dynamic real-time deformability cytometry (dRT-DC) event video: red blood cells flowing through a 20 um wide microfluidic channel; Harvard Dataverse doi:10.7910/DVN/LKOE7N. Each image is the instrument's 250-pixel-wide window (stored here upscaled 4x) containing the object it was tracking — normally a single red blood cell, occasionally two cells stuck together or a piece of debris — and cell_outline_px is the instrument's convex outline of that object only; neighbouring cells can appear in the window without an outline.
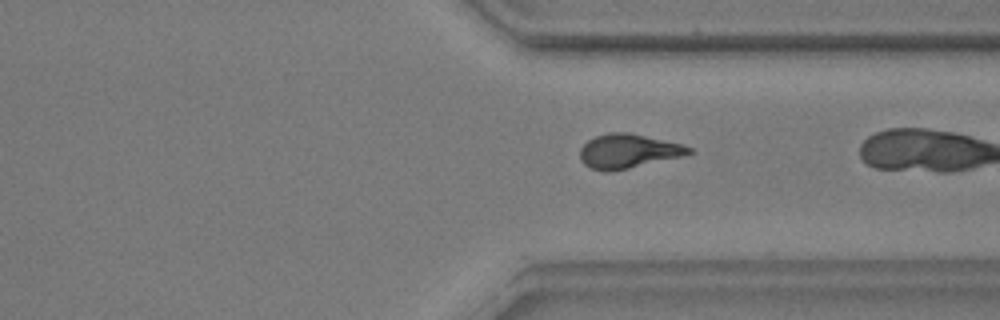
{"species": "common noctule bat (a hibernating species)", "species_latin": "Nyctalus noctula", "temperature_condition": "warm", "stored_images_in_passage": 41, "camera_frame_rate_fps": 3000, "um_per_image_px": 0.085, "animal": {"sex": "male", "body_mass_g": 17.9, "forearm_length_mm": 54.2}, "frame": {"image": 1, "passage_image": 39, "time_ms": 12.667, "image_size_px": [1000, 320], "cell_outline_px": [[692, 152], [680, 156], [612, 172], [604, 172], [588, 168], [580, 160], [580, 148], [588, 140], [596, 136], [608, 132], [628, 132], [680, 144], [692, 148]], "centroid_in_image_um": [53.3, 12.86], "position_along_channel_um": 358.1, "area_um2": 21.5}}